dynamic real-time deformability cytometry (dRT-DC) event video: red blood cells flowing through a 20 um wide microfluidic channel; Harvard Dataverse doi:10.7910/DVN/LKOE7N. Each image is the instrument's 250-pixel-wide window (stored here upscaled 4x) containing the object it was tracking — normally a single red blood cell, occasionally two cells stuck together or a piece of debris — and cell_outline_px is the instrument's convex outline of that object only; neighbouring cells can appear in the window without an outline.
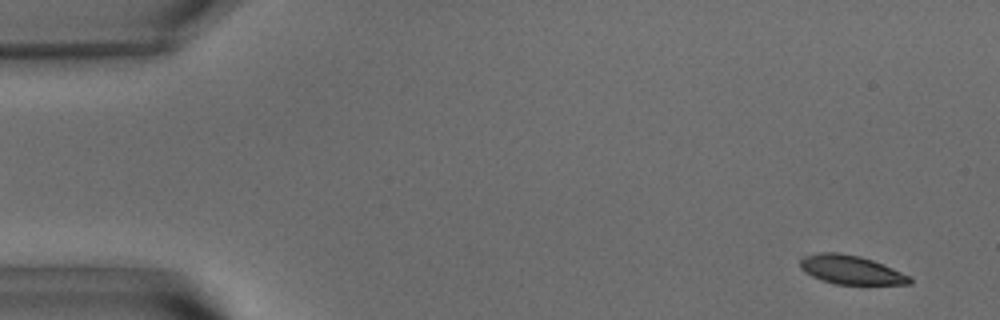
{"species": "common noctule bat (a hibernating species)", "species_latin": "Nyctalus noctula", "temperature_condition": "warm", "stored_images_in_passage": 6, "camera_frame_rate_fps": 3000, "um_per_image_px": 0.085, "animal": {"sex": "male", "body_mass_g": 15.6}, "frame": {"image": 1, "passage_image": 3, "time_ms": 0.667, "image_size_px": [1000, 320], "cell_outline_px": [[912, 284], [836, 284], [820, 280], [804, 272], [800, 268], [800, 260], [804, 256], [820, 252], [836, 252], [860, 256], [872, 260], [912, 276]], "centroid_in_image_um": [72.32, 22.93], "position_along_channel_um": 12.7, "area_um2": 18.44}}